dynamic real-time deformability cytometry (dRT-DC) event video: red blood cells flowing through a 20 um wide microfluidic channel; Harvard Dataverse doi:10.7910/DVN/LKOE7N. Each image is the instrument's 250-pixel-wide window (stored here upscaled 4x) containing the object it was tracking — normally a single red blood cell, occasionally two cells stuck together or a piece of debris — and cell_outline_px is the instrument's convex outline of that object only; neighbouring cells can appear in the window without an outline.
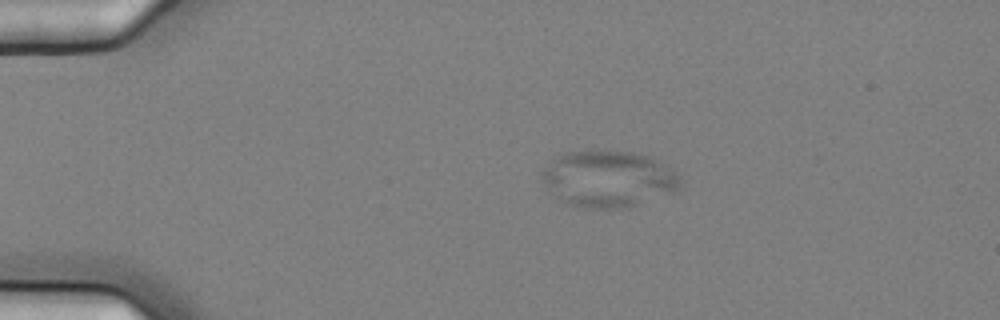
{"species": "common noctule bat (a hibernating species)", "species_latin": "Nyctalus noctula", "temperature_condition": "cold", "stored_images_in_passage": 3, "camera_frame_rate_fps": 3000, "um_per_image_px": 0.085, "animal": {"sex": "female", "body_mass_g": 25.1}, "frame": {"image": 1, "passage_image": 3, "time_ms": 0.667, "image_size_px": [1000, 320], "cell_outline_px": [[680, 184], [676, 192], [628, 208], [584, 208], [560, 200], [544, 184], [540, 176], [540, 172], [552, 156], [564, 152], [604, 148], [632, 152], [648, 156], [660, 160], [676, 172], [680, 176]], "centroid_in_image_um": [51.69, 15.16], "position_along_channel_um": 33.3, "area_um2": 46.7}}